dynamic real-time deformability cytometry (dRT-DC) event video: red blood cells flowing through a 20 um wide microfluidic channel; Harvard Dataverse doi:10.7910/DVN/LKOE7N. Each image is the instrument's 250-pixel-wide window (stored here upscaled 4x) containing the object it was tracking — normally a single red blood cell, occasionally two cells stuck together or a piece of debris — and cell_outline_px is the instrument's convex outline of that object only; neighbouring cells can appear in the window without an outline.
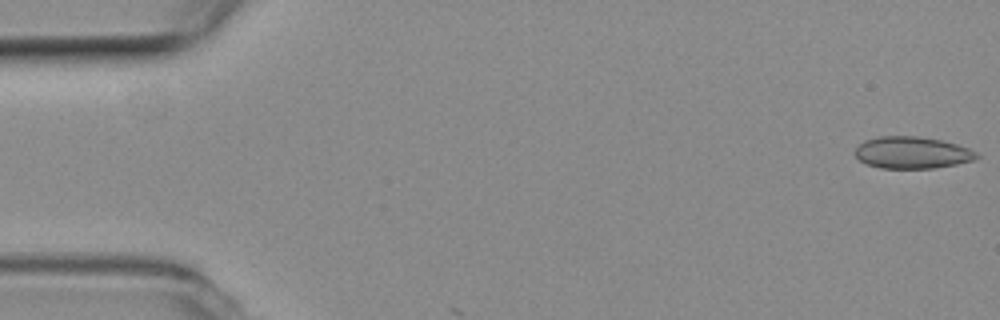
{"species": "common noctule bat (a hibernating species)", "species_latin": "Nyctalus noctula", "temperature_condition": "room temperature", "stored_images_in_passage": 5, "camera_frame_rate_fps": 3000, "um_per_image_px": 0.085, "animal": {"sex": "female", "body_mass_g": 19.3, "forearm_length_mm": 54.1}, "frame": {"image": 1, "passage_image": 1, "time_ms": 0.0, "image_size_px": [1000, 320], "cell_outline_px": [[980, 156], [972, 160], [956, 164], [932, 168], [880, 168], [868, 164], [860, 160], [852, 152], [864, 140], [880, 136], [920, 136], [940, 140], [956, 144], [968, 148], [976, 152]], "centroid_in_image_um": [77.5, 12.96], "position_along_channel_um": 7.5, "area_um2": 22.48}}
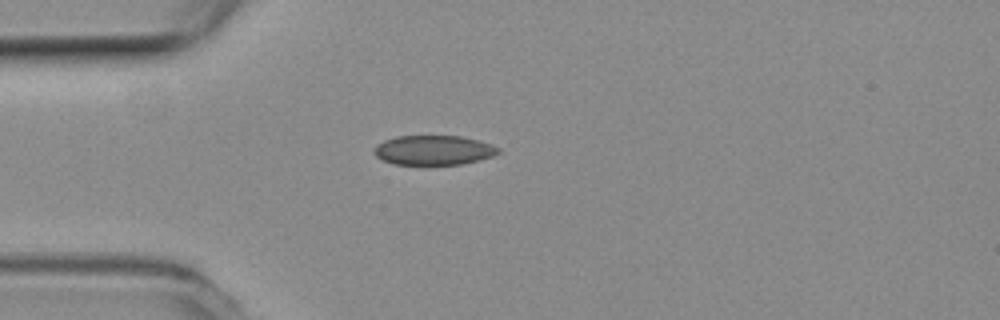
{"frame": {"image": 2, "passage_image": 5, "time_ms": 1.333, "image_size_px": [1000, 320], "cell_outline_px": [[500, 152], [492, 156], [480, 160], [460, 164], [392, 164], [376, 156], [372, 152], [372, 148], [376, 144], [384, 140], [396, 136], [460, 136], [492, 144], [500, 148]], "centroid_in_image_um": [36.82, 12.76], "position_along_channel_um": 48.2, "area_um2": 21.44}}